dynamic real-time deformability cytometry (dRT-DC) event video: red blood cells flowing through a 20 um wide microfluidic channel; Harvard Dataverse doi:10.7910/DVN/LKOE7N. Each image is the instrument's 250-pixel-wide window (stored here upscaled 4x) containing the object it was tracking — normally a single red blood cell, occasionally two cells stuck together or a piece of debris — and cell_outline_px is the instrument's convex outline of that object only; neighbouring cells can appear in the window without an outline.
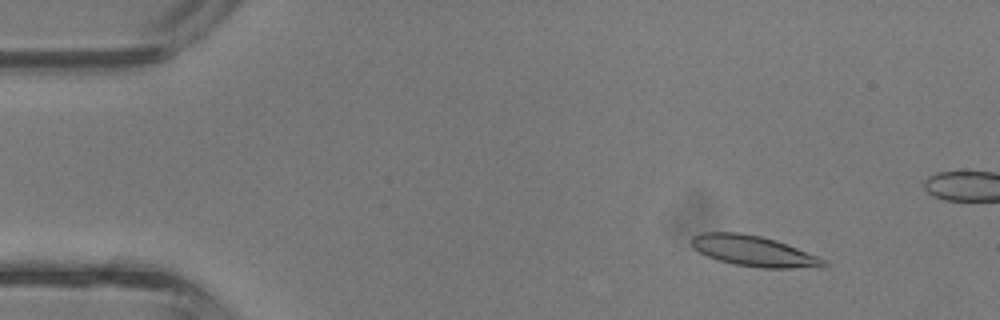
{"species": "common noctule bat (a hibernating species)", "species_latin": "Nyctalus noctula", "temperature_condition": "room temperature", "stored_images_in_passage": 4, "camera_frame_rate_fps": 3000, "um_per_image_px": 0.085, "animal": {"sex": "male", "body_mass_g": 13.3}, "frame": {"image": 1, "passage_image": 2, "time_ms": 0.333, "image_size_px": [1000, 320], "cell_outline_px": [[828, 264], [824, 268], [760, 268], [736, 264], [716, 260], [692, 248], [692, 236], [704, 232], [736, 232], [760, 236], [776, 240], [788, 244], [820, 256], [828, 260]], "centroid_in_image_um": [64.15, 21.35], "position_along_channel_um": 20.8, "area_um2": 23.93}}